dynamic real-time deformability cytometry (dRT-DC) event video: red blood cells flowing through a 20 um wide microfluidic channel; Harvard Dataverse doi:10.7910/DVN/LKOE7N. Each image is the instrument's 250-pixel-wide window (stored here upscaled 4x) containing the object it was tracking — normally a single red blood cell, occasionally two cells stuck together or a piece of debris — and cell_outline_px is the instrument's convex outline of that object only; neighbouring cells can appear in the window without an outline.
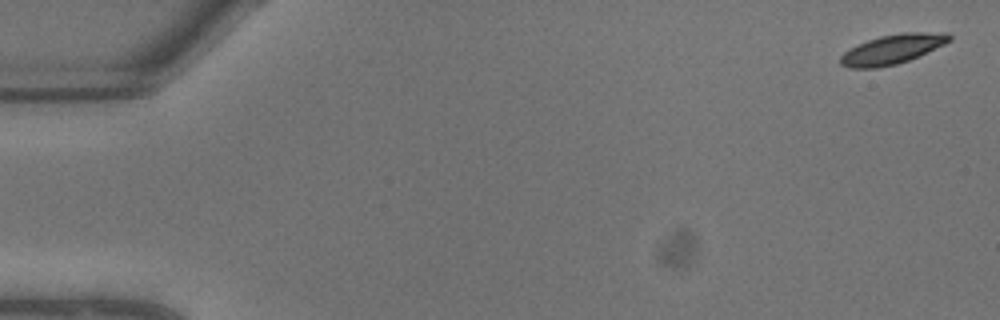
{"species": "common noctule bat (a hibernating species)", "species_latin": "Nyctalus noctula", "temperature_condition": "warm", "stored_images_in_passage": 10, "camera_frame_rate_fps": 3000, "um_per_image_px": 0.085, "animal": {"sex": "male", "body_mass_g": 13.3}, "frame": {"image": 1, "passage_image": 1, "time_ms": 0.0, "image_size_px": [1000, 320], "cell_outline_px": [[952, 40], [944, 44], [908, 60], [896, 64], [876, 68], [848, 68], [840, 64], [840, 56], [844, 52], [868, 40], [880, 36], [904, 32], [948, 32], [952, 36]], "centroid_in_image_um": [75.87, 4.18], "position_along_channel_um": 9.1, "area_um2": 18.55}}
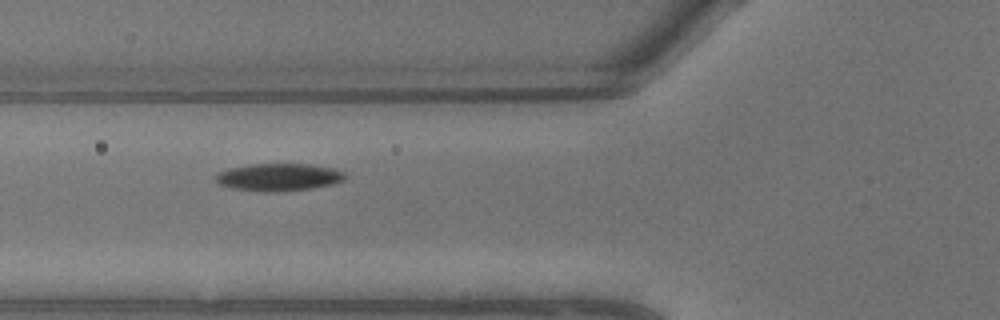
{"frame": {"image": 2, "passage_image": 9, "time_ms": 2.667, "image_size_px": [1000, 320], "cell_outline_px": [[344, 180], [332, 184], [312, 188], [276, 192], [264, 192], [232, 188], [220, 184], [216, 180], [216, 176], [220, 172], [228, 168], [252, 164], [308, 164], [332, 168], [344, 172]], "centroid_in_image_um": [23.69, 15.06], "position_along_channel_um": 102.1, "area_um2": 20.52}}
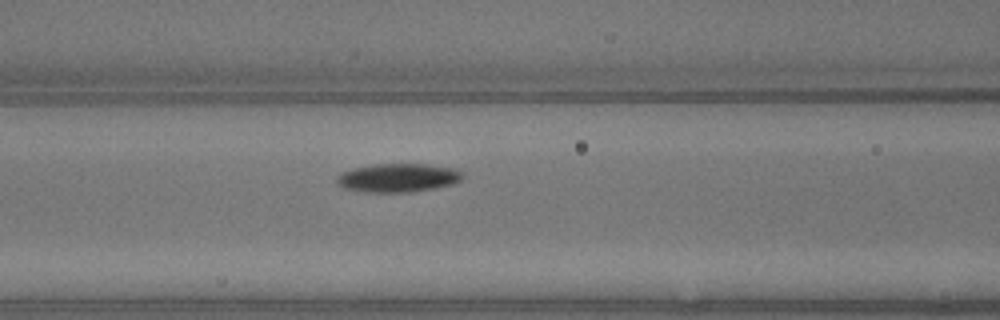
{"frame": {"image": 3, "passage_image": 10, "time_ms": 3.0, "image_size_px": [1000, 320], "cell_outline_px": [[464, 176], [460, 180], [452, 184], [436, 188], [412, 192], [360, 192], [344, 188], [336, 180], [336, 176], [340, 172], [352, 168], [376, 164], [428, 164], [456, 168], [464, 172]], "centroid_in_image_um": [33.85, 15.11], "position_along_channel_um": 132.8, "area_um2": 21.27}}